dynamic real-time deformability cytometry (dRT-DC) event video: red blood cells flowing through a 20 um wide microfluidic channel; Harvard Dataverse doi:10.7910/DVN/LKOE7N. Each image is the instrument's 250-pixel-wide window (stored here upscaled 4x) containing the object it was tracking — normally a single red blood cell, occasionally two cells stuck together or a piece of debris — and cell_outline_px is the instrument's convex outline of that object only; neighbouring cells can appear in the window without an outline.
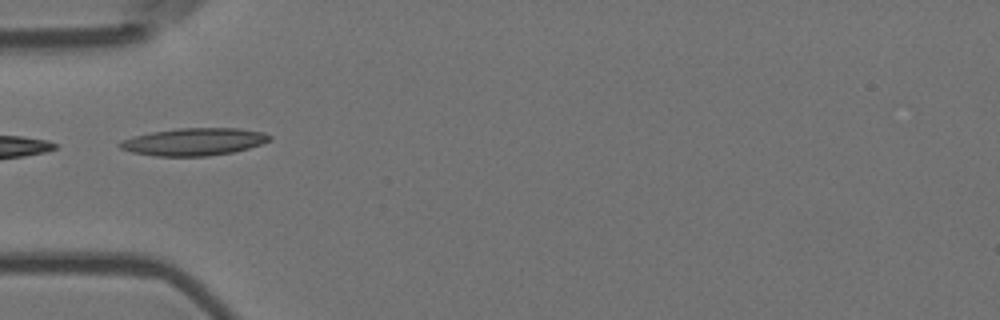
{"species": "Egyptian fruit bat (a non-hibernating species)", "species_latin": "Rousettus aegyptiacus", "temperature_condition": "room temperature", "stored_images_in_passage": 39, "camera_frame_rate_fps": 3000, "um_per_image_px": 0.085, "animal": {"sex": "female"}, "frame": {"image": 1, "passage_image": 1, "time_ms": 0.0, "image_size_px": [1000, 320], "cell_outline_px": [[272, 140], [248, 148], [232, 152], [208, 156], [156, 156], [132, 152], [120, 148], [116, 144], [120, 140], [152, 132], [176, 128], [236, 128], [264, 132], [272, 136]], "centroid_in_image_um": [16.48, 12.05], "position_along_channel_um": 68.5, "area_um2": 23.93}}
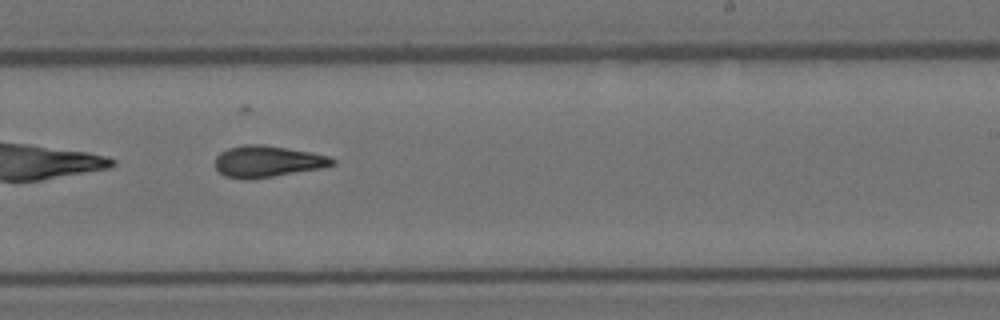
{"frame": {"image": 2, "passage_image": 17, "time_ms": 5.333, "image_size_px": [1000, 320], "cell_outline_px": [[336, 164], [320, 168], [248, 180], [224, 176], [216, 168], [216, 156], [220, 152], [228, 148], [244, 144], [260, 144], [288, 148], [312, 152], [328, 156], [336, 160]], "centroid_in_image_um": [22.72, 13.71], "position_along_channel_um": 266.3, "area_um2": 21.39}}
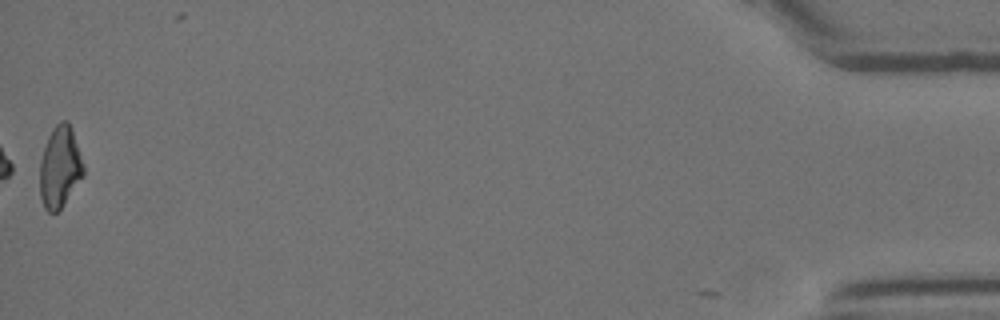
{"frame": {"image": 3, "passage_image": 38, "time_ms": 12.333, "image_size_px": [1000, 320], "cell_outline_px": [[84, 176], [60, 208], [56, 212], [48, 212], [44, 208], [40, 196], [40, 160], [48, 136], [52, 128], [60, 120], [68, 120], [72, 128], [84, 168]], "centroid_in_image_um": [5.08, 14.18], "position_along_channel_um": 430.1, "area_um2": 20.63}, "authors_computed_cell_mechanics": {"area_um2": 21.097, "velocity_mm_per_s": 3.6926, "shape_relaxation_time_tau1_ms": 9.1505, "shape_relaxation_time_tau2_ms": 2.8744, "deformation_change_tau1": 0.2434, "deformation_change_tau2": 0.1152}}